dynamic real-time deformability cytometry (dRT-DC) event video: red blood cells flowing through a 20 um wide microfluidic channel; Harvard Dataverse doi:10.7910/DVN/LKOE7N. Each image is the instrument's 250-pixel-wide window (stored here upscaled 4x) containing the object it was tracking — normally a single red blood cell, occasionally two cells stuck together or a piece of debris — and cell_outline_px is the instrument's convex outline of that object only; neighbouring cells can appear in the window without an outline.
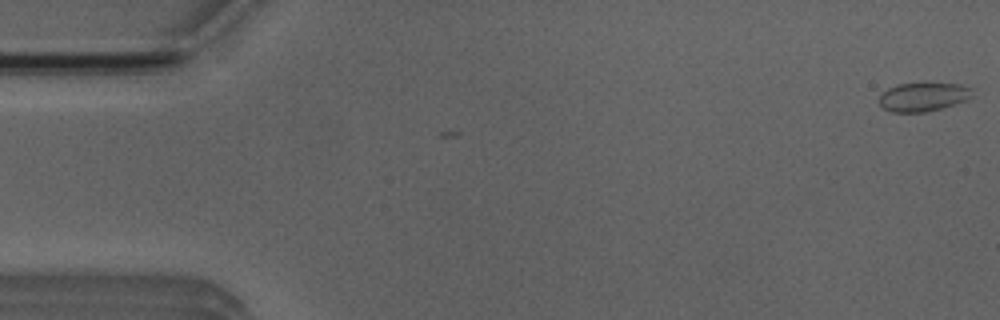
{"species": "Egyptian fruit bat (a non-hibernating species)", "species_latin": "Rousettus aegyptiacus", "temperature_condition": "room temperature", "stored_images_in_passage": 2, "camera_frame_rate_fps": 3000, "um_per_image_px": 0.085, "animal": {"sex": "male"}, "frame": {"image": 1, "passage_image": 2, "time_ms": 0.333, "image_size_px": [1000, 320], "cell_outline_px": [[976, 96], [968, 100], [940, 108], [924, 112], [892, 112], [884, 108], [880, 104], [880, 96], [888, 88], [900, 84], [960, 84], [972, 88]], "centroid_in_image_um": [78.54, 8.24], "position_along_channel_um": 6.5, "area_um2": 15.43}}